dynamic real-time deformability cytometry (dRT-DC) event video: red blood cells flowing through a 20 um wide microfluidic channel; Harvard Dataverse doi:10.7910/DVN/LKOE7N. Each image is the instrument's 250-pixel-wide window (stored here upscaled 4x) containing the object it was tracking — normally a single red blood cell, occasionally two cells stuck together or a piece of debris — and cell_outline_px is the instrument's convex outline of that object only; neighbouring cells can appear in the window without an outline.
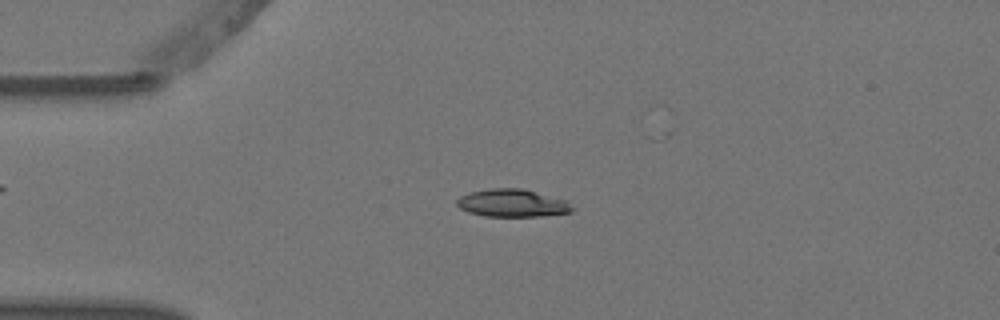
{"species": "Egyptian fruit bat (a non-hibernating species)", "species_latin": "Rousettus aegyptiacus", "temperature_condition": "warm", "stored_images_in_passage": 4, "camera_frame_rate_fps": 3000, "um_per_image_px": 0.085, "animal": {"sex": "female"}, "frame": {"image": 1, "passage_image": 3, "time_ms": 0.667, "image_size_px": [1000, 320], "cell_outline_px": [[576, 208], [572, 212], [540, 216], [484, 216], [468, 212], [460, 208], [456, 204], [456, 200], [460, 196], [468, 192], [488, 188], [524, 188], [568, 200]], "centroid_in_image_um": [43.58, 17.25], "position_along_channel_um": 41.4, "area_um2": 19.02}}